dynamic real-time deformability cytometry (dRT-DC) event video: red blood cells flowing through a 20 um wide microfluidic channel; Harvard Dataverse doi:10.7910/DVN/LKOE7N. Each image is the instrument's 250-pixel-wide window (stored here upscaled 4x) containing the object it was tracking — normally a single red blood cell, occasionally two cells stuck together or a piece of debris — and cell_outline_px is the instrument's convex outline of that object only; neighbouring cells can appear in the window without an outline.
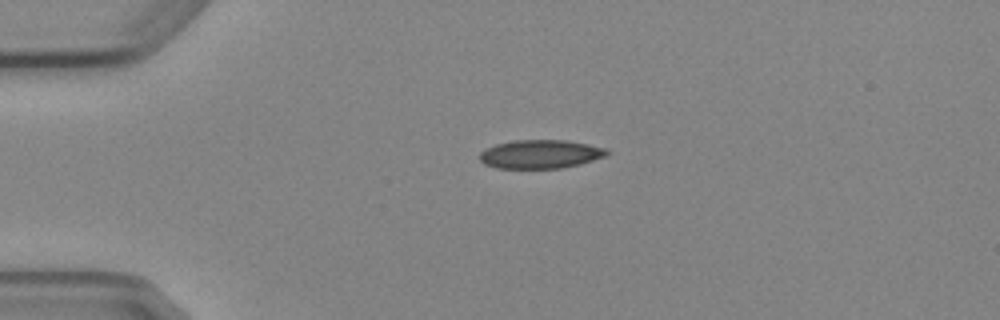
{"species": "Egyptian fruit bat (a non-hibernating species)", "species_latin": "Rousettus aegyptiacus", "temperature_condition": "cold", "stored_images_in_passage": 2, "camera_frame_rate_fps": 3000, "um_per_image_px": 0.085, "animal": {"sex": "female"}, "frame": {"image": 1, "passage_image": 1, "time_ms": 0.0, "image_size_px": [1000, 320], "cell_outline_px": [[612, 152], [608, 156], [580, 164], [560, 168], [496, 168], [484, 164], [480, 160], [480, 152], [484, 148], [496, 144], [516, 140], [564, 140], [588, 144], [608, 148]], "centroid_in_image_um": [45.97, 13.1], "position_along_channel_um": 39.0, "area_um2": 21.44}}